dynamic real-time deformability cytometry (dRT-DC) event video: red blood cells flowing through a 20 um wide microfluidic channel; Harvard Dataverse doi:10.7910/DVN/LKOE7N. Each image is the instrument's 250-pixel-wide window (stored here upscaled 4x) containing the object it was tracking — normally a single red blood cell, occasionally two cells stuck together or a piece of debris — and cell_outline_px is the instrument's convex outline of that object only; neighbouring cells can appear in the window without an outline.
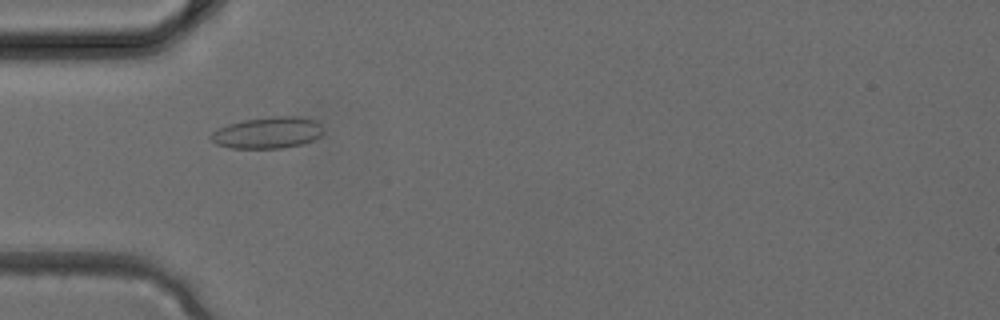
{"species": "common noctule bat (a hibernating species)", "species_latin": "Nyctalus noctula", "temperature_condition": "cold", "stored_images_in_passage": 3, "camera_frame_rate_fps": 3000, "um_per_image_px": 0.085, "animal": {"sex": "female", "body_mass_g": 24.6, "forearm_length_mm": 56.2}, "frame": {"image": 1, "passage_image": 2, "time_ms": 0.333, "image_size_px": [1000, 320], "cell_outline_px": [[324, 132], [320, 136], [304, 144], [284, 148], [232, 148], [216, 144], [208, 136], [216, 128], [228, 124], [244, 120], [272, 116], [300, 116], [316, 120], [324, 128]], "centroid_in_image_um": [22.77, 11.27], "position_along_channel_um": 62.2, "area_um2": 20.92}}
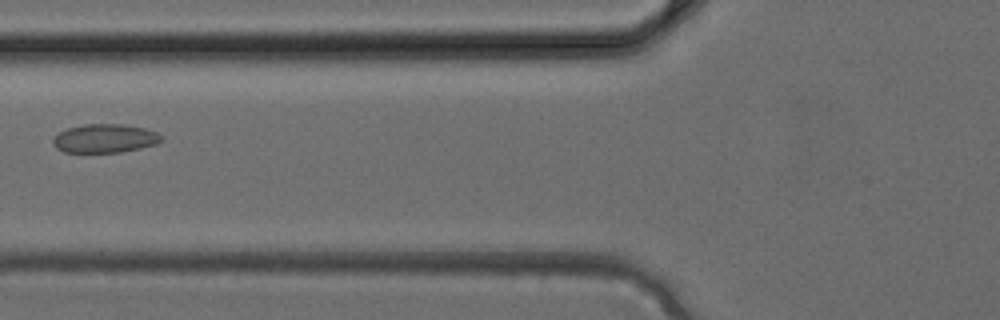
{"frame": {"image": 2, "passage_image": 3, "time_ms": 0.667, "image_size_px": [1000, 320], "cell_outline_px": [[164, 140], [156, 144], [140, 148], [120, 152], [64, 152], [56, 148], [52, 144], [52, 140], [60, 132], [68, 128], [84, 124], [124, 124], [144, 128], [156, 132], [164, 136]], "centroid_in_image_um": [8.94, 11.76], "position_along_channel_um": 116.9, "area_um2": 18.15}}